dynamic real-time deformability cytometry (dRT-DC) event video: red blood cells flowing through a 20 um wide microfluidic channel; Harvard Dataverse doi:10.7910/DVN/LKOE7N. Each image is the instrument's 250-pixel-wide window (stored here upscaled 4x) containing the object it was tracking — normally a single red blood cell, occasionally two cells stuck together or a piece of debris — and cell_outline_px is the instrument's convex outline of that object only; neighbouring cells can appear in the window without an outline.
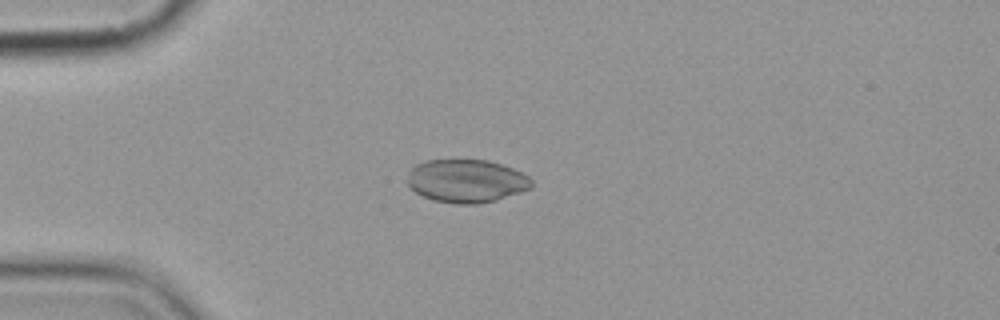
{"species": "common noctule bat (a hibernating species)", "species_latin": "Nyctalus noctula", "temperature_condition": "cold", "stored_images_in_passage": 9, "camera_frame_rate_fps": 3000, "um_per_image_px": 0.085, "animal": {"sex": "female", "body_mass_g": 19.9}, "frame": {"image": 1, "passage_image": 3, "time_ms": 2.333, "image_size_px": [1000, 320], "cell_outline_px": [[532, 188], [496, 200], [476, 204], [456, 204], [432, 200], [416, 192], [408, 184], [408, 172], [416, 164], [424, 160], [488, 160], [512, 168], [528, 176], [532, 180]], "centroid_in_image_um": [39.64, 15.38], "position_along_channel_um": 45.4, "area_um2": 31.15}}
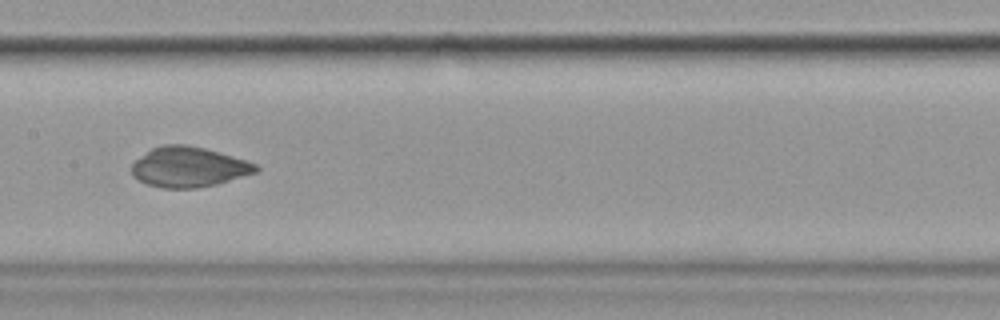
{"frame": {"image": 2, "passage_image": 7, "time_ms": 7.0, "image_size_px": [1000, 320], "cell_outline_px": [[260, 168], [256, 172], [216, 184], [196, 188], [164, 188], [148, 184], [132, 176], [132, 164], [136, 160], [152, 148], [164, 144], [184, 144], [204, 148], [220, 152], [256, 164]], "centroid_in_image_um": [16.03, 14.19], "position_along_channel_um": 191.4, "area_um2": 28.73}}
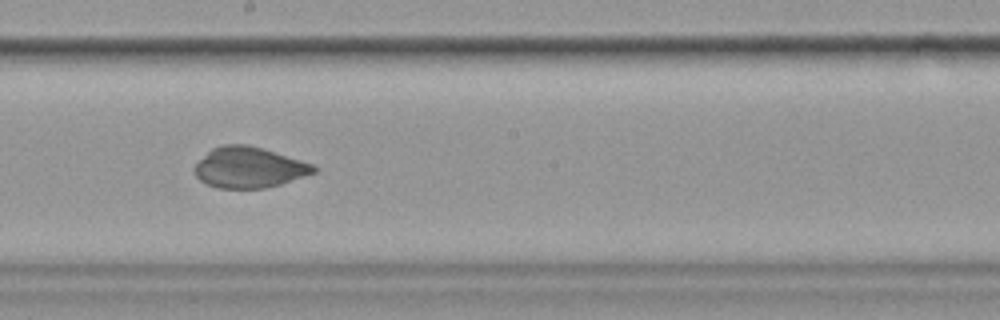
{"frame": {"image": 3, "passage_image": 8, "time_ms": 8.0, "image_size_px": [1000, 320], "cell_outline_px": [[320, 168], [316, 172], [280, 184], [264, 188], [216, 188], [200, 180], [192, 172], [192, 168], [212, 148], [224, 144], [248, 144], [300, 160], [312, 164]], "centroid_in_image_um": [21.14, 14.24], "position_along_channel_um": 227.1, "area_um2": 28.15}}